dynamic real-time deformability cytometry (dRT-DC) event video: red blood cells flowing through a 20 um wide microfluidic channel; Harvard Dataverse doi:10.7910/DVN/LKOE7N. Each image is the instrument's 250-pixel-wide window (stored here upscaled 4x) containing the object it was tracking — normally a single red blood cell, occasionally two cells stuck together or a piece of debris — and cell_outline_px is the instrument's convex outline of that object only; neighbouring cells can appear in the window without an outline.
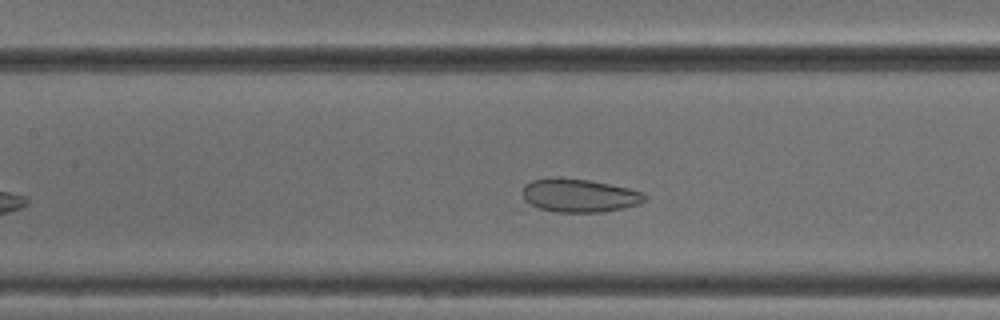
{"species": "common noctule bat (a hibernating species)", "species_latin": "Nyctalus noctula", "temperature_condition": "cold", "stored_images_in_passage": 41, "camera_frame_rate_fps": 3000, "um_per_image_px": 0.085, "animal": {"sex": "male", "body_mass_g": 18.8}, "frame": {"image": 1, "passage_image": 16, "time_ms": 5.0, "image_size_px": [1000, 320], "cell_outline_px": [[648, 196], [640, 204], [624, 208], [604, 212], [556, 212], [540, 208], [528, 204], [524, 200], [524, 184], [532, 180], [552, 176], [556, 176], [588, 180], [628, 188], [644, 192]], "centroid_in_image_um": [49.24, 16.61], "position_along_channel_um": 158.2, "area_um2": 23.99}}
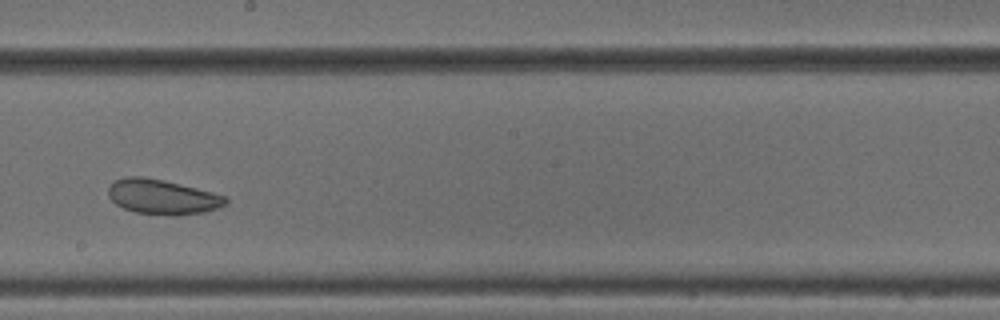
{"frame": {"image": 2, "passage_image": 22, "time_ms": 7.0, "image_size_px": [1000, 320], "cell_outline_px": [[228, 200], [224, 204], [216, 208], [204, 212], [176, 216], [172, 216], [136, 212], [124, 208], [116, 204], [108, 196], [108, 188], [112, 180], [124, 176], [144, 176], [164, 180], [228, 196]], "centroid_in_image_um": [13.76, 16.72], "position_along_channel_um": 234.4, "area_um2": 23.99}}
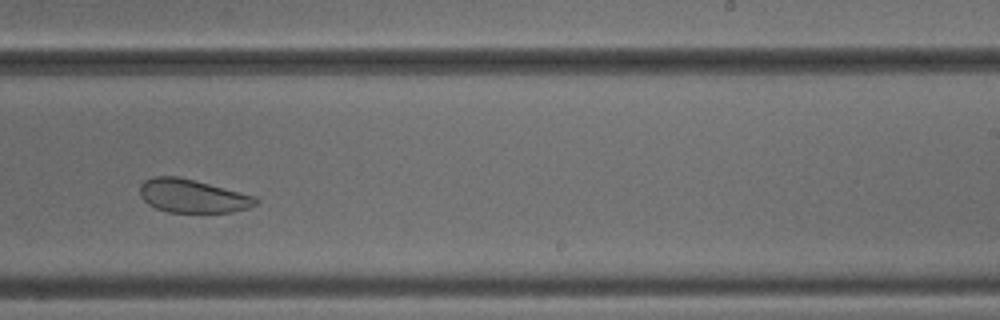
{"frame": {"image": 3, "passage_image": 25, "time_ms": 8.0, "image_size_px": [1000, 320], "cell_outline_px": [[260, 204], [248, 208], [232, 212], [168, 212], [156, 208], [148, 204], [140, 196], [140, 184], [144, 180], [152, 176], [176, 176], [256, 196], [260, 200]], "centroid_in_image_um": [16.38, 16.67], "position_along_channel_um": 272.6, "area_um2": 22.54}, "authors_computed_cell_mechanics": {"area_um2": 27.2816, "velocity_mm_per_s": 3.8237, "shape_relaxation_time_tau1_ms": null, "shape_relaxation_time_tau2_ms": 2.3176, "deformation_change_tau1": null, "deformation_change_tau2": 0.0845}}